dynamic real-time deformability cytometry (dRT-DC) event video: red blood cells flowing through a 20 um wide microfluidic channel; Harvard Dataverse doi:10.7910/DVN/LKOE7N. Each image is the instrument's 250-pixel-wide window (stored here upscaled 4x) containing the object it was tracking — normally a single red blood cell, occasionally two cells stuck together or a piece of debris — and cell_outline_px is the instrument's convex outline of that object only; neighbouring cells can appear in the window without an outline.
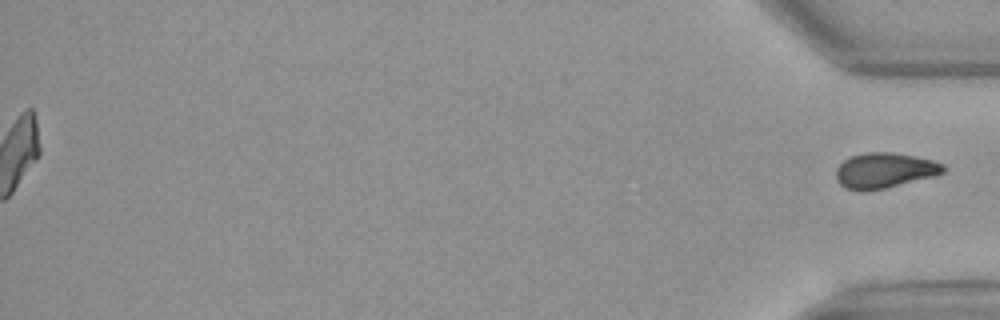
{"species": "Egyptian fruit bat (a non-hibernating species)", "species_latin": "Rousettus aegyptiacus", "temperature_condition": "warm", "stored_images_in_passage": 35, "segment_of_instrument_passage": [2, 2], "camera_frame_rate_fps": 3000, "um_per_image_px": 0.085, "animal": {"sex": "female"}, "frame": {"image": 1, "passage_image": 35, "time_ms": 11.333, "image_size_px": [1000, 320], "cell_outline_px": [[948, 168], [944, 172], [932, 176], [884, 188], [864, 192], [860, 192], [844, 188], [836, 180], [836, 168], [844, 160], [852, 156], [864, 152], [892, 152], [932, 160], [944, 164]], "centroid_in_image_um": [75.15, 14.49], "position_along_channel_um": 360.1, "area_um2": 22.08}}